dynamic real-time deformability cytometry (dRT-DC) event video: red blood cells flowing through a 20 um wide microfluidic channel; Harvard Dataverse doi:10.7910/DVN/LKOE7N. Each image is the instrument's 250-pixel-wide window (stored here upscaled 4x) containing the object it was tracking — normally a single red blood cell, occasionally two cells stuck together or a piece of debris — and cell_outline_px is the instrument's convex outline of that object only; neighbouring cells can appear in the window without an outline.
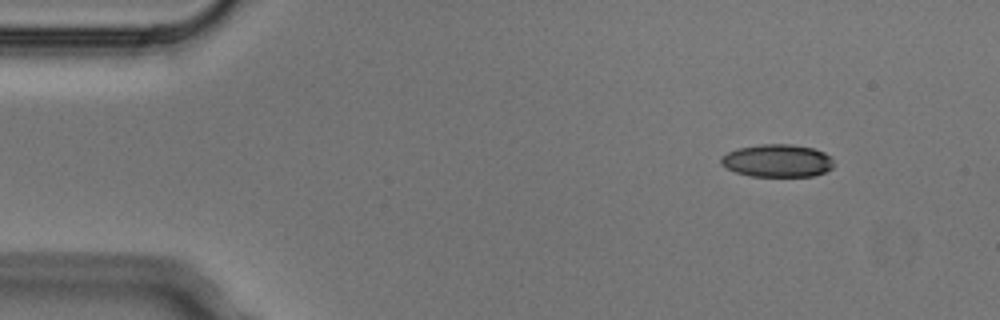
{"species": "Egyptian fruit bat (a non-hibernating species)", "species_latin": "Rousettus aegyptiacus", "temperature_condition": "cold", "stored_images_in_passage": 4, "camera_frame_rate_fps": 3000, "um_per_image_px": 0.085, "animal": {"sex": "male"}, "frame": {"image": 1, "passage_image": 1, "time_ms": 0.0, "image_size_px": [1000, 320], "cell_outline_px": [[832, 168], [824, 172], [812, 176], [752, 176], [736, 172], [720, 164], [720, 156], [736, 148], [760, 144], [792, 144], [812, 148], [824, 152], [832, 156]], "centroid_in_image_um": [66.05, 13.65], "position_along_channel_um": 18.9, "area_um2": 21.56}}
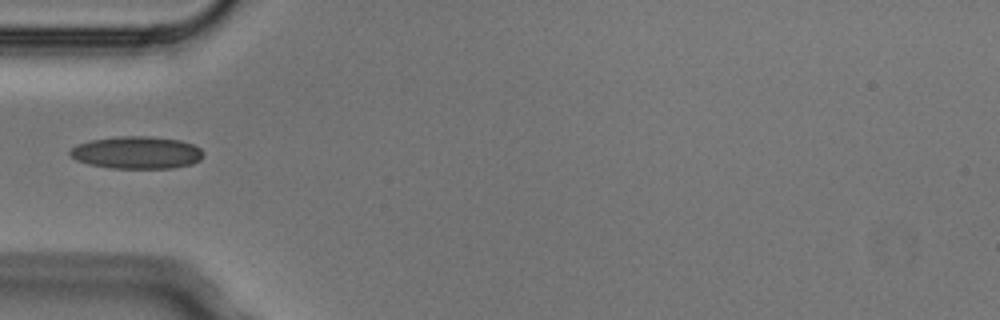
{"frame": {"image": 2, "passage_image": 4, "time_ms": 1.0, "image_size_px": [1000, 320], "cell_outline_px": [[204, 156], [200, 160], [192, 164], [172, 168], [108, 168], [88, 164], [76, 160], [68, 152], [72, 148], [80, 144], [92, 140], [120, 136], [152, 136], [180, 140], [192, 144], [200, 148], [204, 152]], "centroid_in_image_um": [11.66, 12.97], "position_along_channel_um": 73.3, "area_um2": 25.2}}